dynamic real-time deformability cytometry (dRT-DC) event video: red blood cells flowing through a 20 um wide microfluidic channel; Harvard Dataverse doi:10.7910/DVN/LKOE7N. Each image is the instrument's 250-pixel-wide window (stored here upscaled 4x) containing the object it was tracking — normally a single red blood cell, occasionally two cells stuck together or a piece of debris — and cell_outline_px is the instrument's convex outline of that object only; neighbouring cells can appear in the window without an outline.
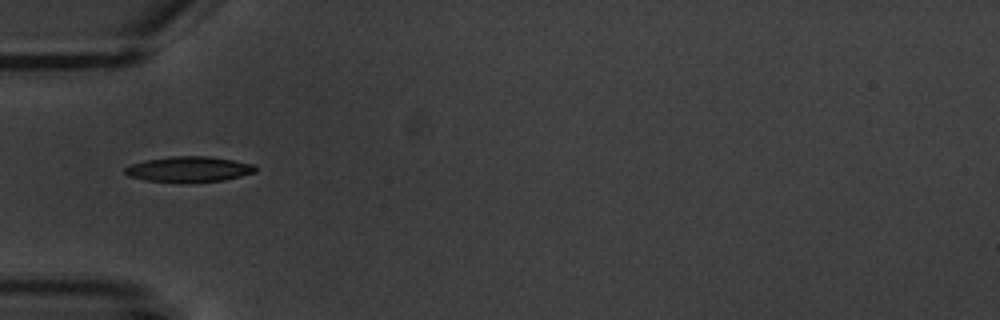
{"species": "common noctule bat (a hibernating species)", "species_latin": "Nyctalus noctula", "temperature_condition": "warm", "stored_images_in_passage": 4, "camera_frame_rate_fps": 3000, "um_per_image_px": 0.085, "animal": {"sex": "male", "body_mass_g": 20.1, "forearm_length_mm": 53.5}, "frame": {"image": 1, "passage_image": 2, "time_ms": 1.333, "image_size_px": [1000, 320], "cell_outline_px": [[256, 172], [224, 180], [148, 180], [128, 176], [124, 172], [124, 168], [132, 164], [148, 160], [172, 156], [208, 156], [256, 164]], "centroid_in_image_um": [16.1, 14.34], "position_along_channel_um": 68.9, "area_um2": 18.5}}